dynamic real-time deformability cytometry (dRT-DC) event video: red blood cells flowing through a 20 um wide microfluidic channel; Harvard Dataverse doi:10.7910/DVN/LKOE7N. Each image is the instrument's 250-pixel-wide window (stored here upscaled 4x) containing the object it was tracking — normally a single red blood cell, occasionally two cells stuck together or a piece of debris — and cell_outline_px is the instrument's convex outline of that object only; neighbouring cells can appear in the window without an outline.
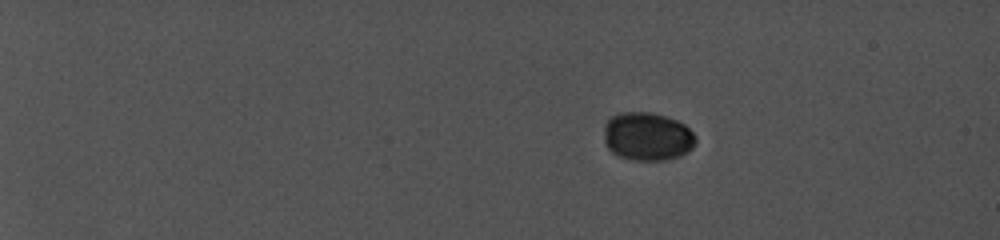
{"species": "common noctule bat (a hibernating species)", "species_latin": "Nyctalus noctula", "temperature_condition": "cold", "stored_images_in_passage": 94, "camera_frame_rate_fps": 5000, "um_per_image_px": 0.085, "animal": {"sex": "female", "body_mass_g": 19.0, "forearm_length_mm": 56.7}, "frame": {"image": 1, "passage_image": 1, "time_ms": 0.0, "image_size_px": [1000, 240], "cell_outline_px": [[696, 144], [692, 148], [680, 156], [668, 160], [632, 160], [620, 156], [612, 152], [608, 148], [604, 140], [604, 124], [612, 116], [620, 112], [648, 112], [664, 116], [676, 120], [684, 124], [696, 136]], "centroid_in_image_um": [55.02, 11.6], "position_along_channel_um": 30.0, "area_um2": 25.89}}
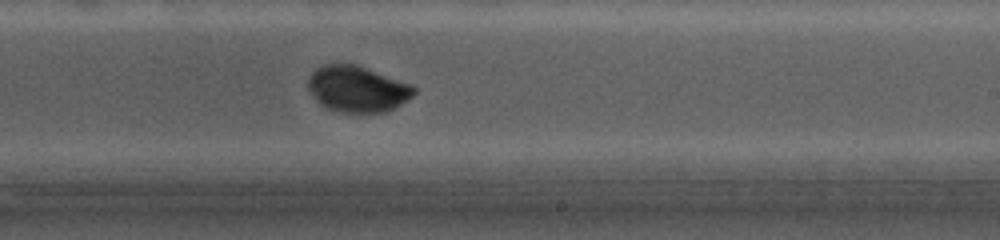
{"frame": {"image": 2, "passage_image": 70, "time_ms": 10.2, "image_size_px": [1000, 240], "cell_outline_px": [[416, 92], [412, 96], [400, 104], [384, 112], [344, 112], [328, 108], [320, 104], [316, 100], [308, 88], [308, 76], [316, 68], [324, 64], [356, 64], [412, 84], [416, 88]], "centroid_in_image_um": [30.36, 7.54], "position_along_channel_um": 258.6, "area_um2": 28.26}}
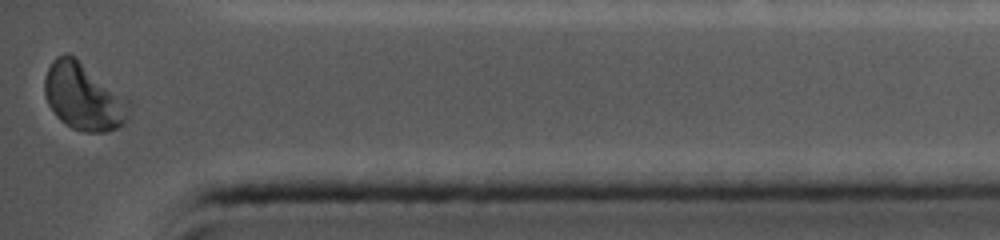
{"frame": {"image": 3, "passage_image": 94, "time_ms": 14.6, "image_size_px": [1000, 240], "cell_outline_px": [[132, 104], [128, 116], [124, 124], [116, 128], [104, 132], [84, 132], [72, 128], [64, 124], [56, 116], [48, 104], [44, 96], [44, 80], [48, 68], [52, 60], [56, 56], [64, 52], [68, 52], [76, 56], [132, 100]], "centroid_in_image_um": [7.13, 8.18], "position_along_channel_um": 428.1, "area_um2": 34.04}, "authors_computed_cell_mechanics": {"area_um2": 29.0156, "velocity_mm_per_s": 3.9, "shape_relaxation_time_tau1_ms": 1.0333, "shape_relaxation_time_tau2_ms": null, "deformation_change_tau1": 0.0551, "deformation_change_tau2": null}}